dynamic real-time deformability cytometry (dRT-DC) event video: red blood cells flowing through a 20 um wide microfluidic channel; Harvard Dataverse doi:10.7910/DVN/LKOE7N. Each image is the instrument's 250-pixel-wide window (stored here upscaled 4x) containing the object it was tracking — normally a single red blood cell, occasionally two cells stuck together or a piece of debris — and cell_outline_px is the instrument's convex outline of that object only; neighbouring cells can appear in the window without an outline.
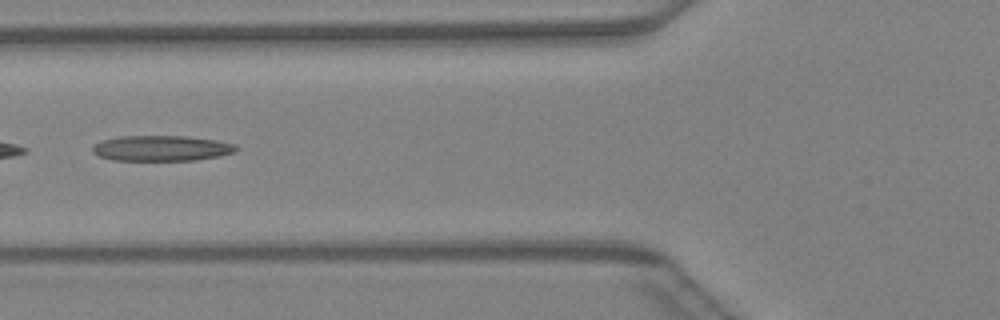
{"species": "Egyptian fruit bat (a non-hibernating species)", "species_latin": "Rousettus aegyptiacus", "temperature_condition": "warm", "stored_images_in_passage": 29, "camera_frame_rate_fps": 3000, "um_per_image_px": 0.085, "animal": {"sex": "female"}, "frame": {"image": 1, "passage_image": 5, "time_ms": 1.333, "image_size_px": [1000, 320], "cell_outline_px": [[240, 148], [236, 152], [196, 160], [112, 160], [96, 156], [92, 152], [92, 148], [100, 140], [120, 136], [188, 136], [216, 140], [236, 144]], "centroid_in_image_um": [13.72, 12.6], "position_along_channel_um": 112.1, "area_um2": 21.5}}
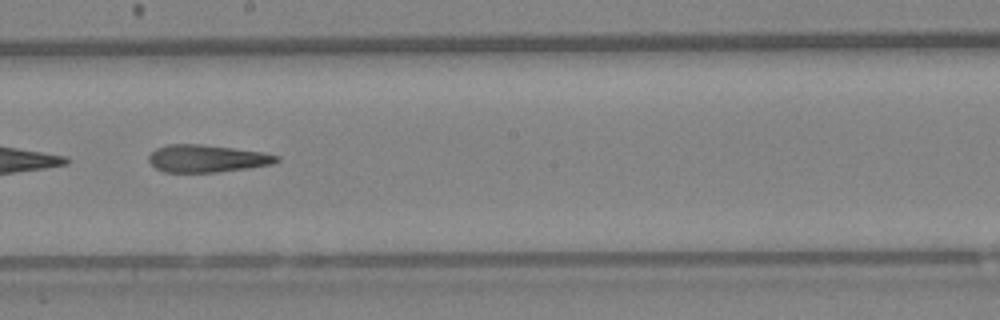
{"frame": {"image": 2, "passage_image": 13, "time_ms": 4.0, "image_size_px": [1000, 320], "cell_outline_px": [[280, 160], [272, 164], [248, 168], [216, 172], [164, 172], [156, 168], [148, 160], [148, 156], [156, 148], [168, 144], [200, 144], [232, 148], [260, 152], [280, 156]], "centroid_in_image_um": [17.57, 13.47], "position_along_channel_um": 230.6, "area_um2": 20.29}}